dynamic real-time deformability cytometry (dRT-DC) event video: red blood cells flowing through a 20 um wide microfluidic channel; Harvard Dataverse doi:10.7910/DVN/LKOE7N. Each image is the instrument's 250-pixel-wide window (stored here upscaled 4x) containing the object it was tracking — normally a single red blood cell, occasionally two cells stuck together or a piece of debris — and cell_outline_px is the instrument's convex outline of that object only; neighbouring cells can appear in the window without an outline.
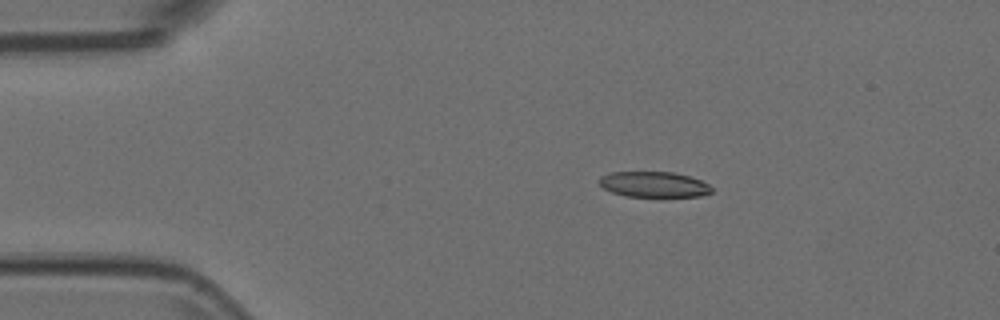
{"species": "Egyptian fruit bat (a non-hibernating species)", "species_latin": "Rousettus aegyptiacus", "temperature_condition": "room temperature", "stored_images_in_passage": 31, "camera_frame_rate_fps": 3000, "um_per_image_px": 0.085, "animal": {"sex": "female"}, "frame": {"image": 1, "passage_image": 1, "time_ms": 0.0, "image_size_px": [1000, 320], "cell_outline_px": [[712, 192], [700, 196], [624, 196], [612, 192], [604, 188], [596, 180], [600, 176], [608, 172], [672, 172], [688, 176], [700, 180], [708, 184], [712, 188]], "centroid_in_image_um": [55.53, 15.67], "position_along_channel_um": 29.5, "area_um2": 16.7}}
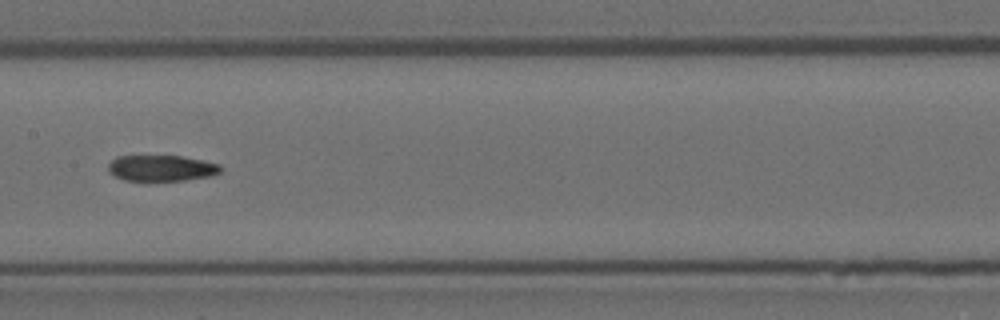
{"frame": {"image": 2, "passage_image": 18, "time_ms": 5.667, "image_size_px": [1000, 320], "cell_outline_px": [[220, 172], [212, 176], [184, 180], [148, 184], [144, 184], [124, 180], [108, 172], [108, 164], [116, 156], [180, 156], [204, 160], [220, 164]], "centroid_in_image_um": [13.68, 14.34], "position_along_channel_um": 193.7, "area_um2": 17.86}}
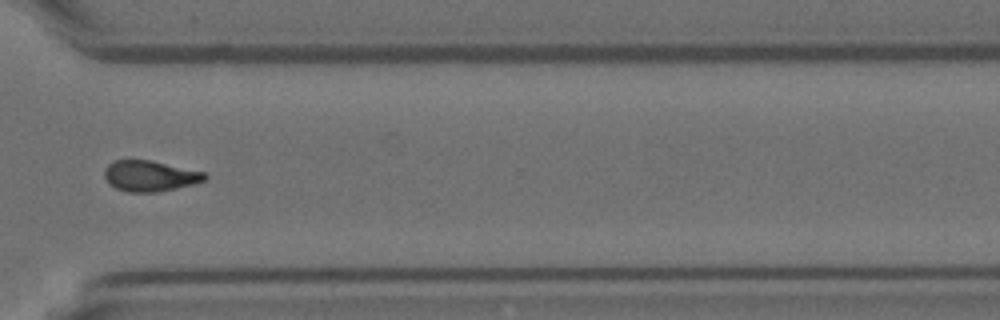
{"frame": {"image": 3, "passage_image": 31, "time_ms": 10.0, "image_size_px": [1000, 320], "cell_outline_px": [[208, 176], [204, 180], [192, 184], [176, 188], [156, 192], [128, 192], [116, 188], [108, 184], [104, 176], [104, 168], [112, 160], [152, 160], [208, 172]], "centroid_in_image_um": [12.74, 14.94], "position_along_channel_um": 357.9, "area_um2": 18.26}}